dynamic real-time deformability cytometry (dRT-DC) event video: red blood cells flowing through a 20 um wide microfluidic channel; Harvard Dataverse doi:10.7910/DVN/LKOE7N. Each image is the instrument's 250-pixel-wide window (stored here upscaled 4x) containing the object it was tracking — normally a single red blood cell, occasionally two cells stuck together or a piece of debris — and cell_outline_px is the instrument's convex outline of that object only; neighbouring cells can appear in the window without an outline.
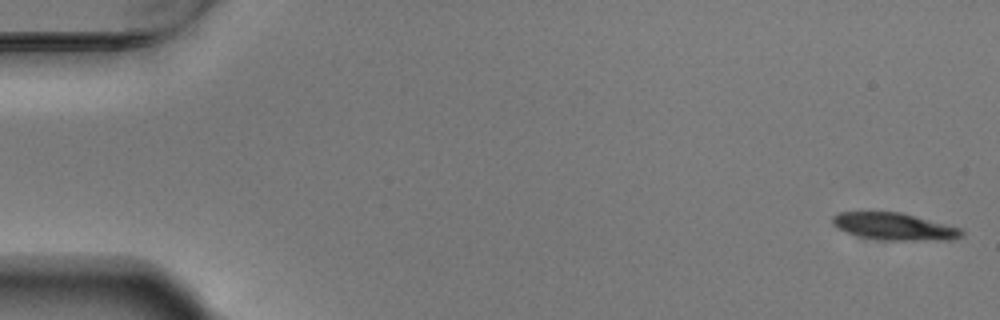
{"species": "Egyptian fruit bat (a non-hibernating species)", "species_latin": "Rousettus aegyptiacus", "temperature_condition": "warm", "stored_images_in_passage": 54, "camera_frame_rate_fps": 3000, "um_per_image_px": 0.085, "animal": {"sex": "male"}, "frame": {"image": 1, "passage_image": 1, "time_ms": 0.0, "image_size_px": [1000, 320], "cell_outline_px": [[964, 232], [960, 236], [952, 240], [892, 240], [864, 236], [844, 232], [832, 224], [832, 216], [840, 212], [900, 212], [960, 228]], "centroid_in_image_um": [76.0, 19.24], "position_along_channel_um": 9.0, "area_um2": 20.0}}
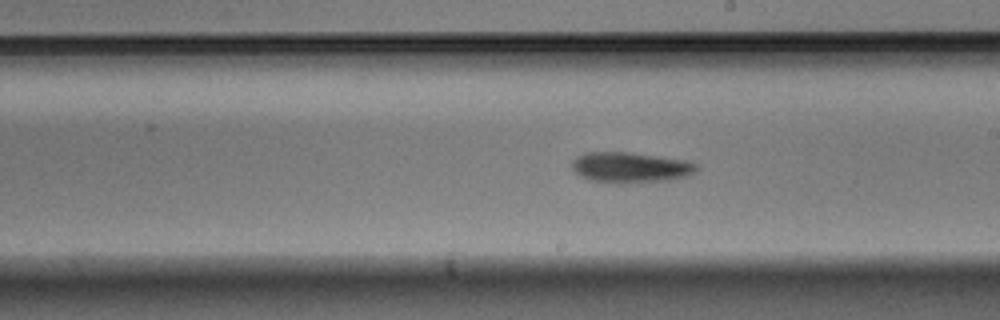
{"frame": {"image": 2, "passage_image": 31, "time_ms": 10.0, "image_size_px": [1000, 320], "cell_outline_px": [[700, 168], [696, 172], [688, 176], [672, 180], [620, 184], [616, 184], [588, 180], [572, 172], [572, 160], [576, 156], [584, 152], [632, 152], [692, 160]], "centroid_in_image_um": [53.61, 14.23], "position_along_channel_um": 235.4, "area_um2": 23.12}}
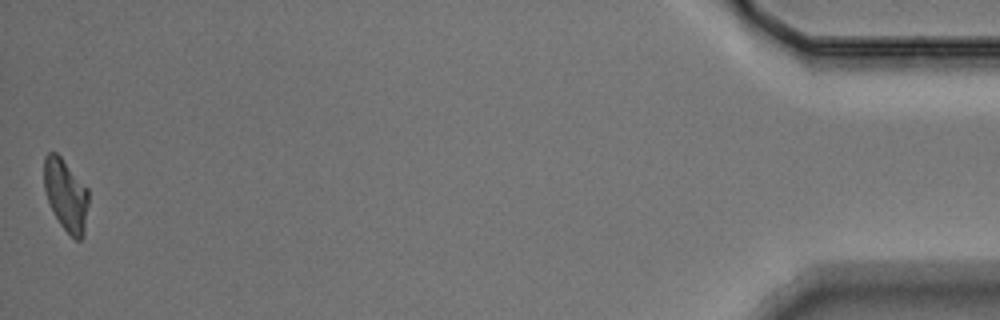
{"frame": {"image": 3, "passage_image": 54, "time_ms": 17.667, "image_size_px": [1000, 320], "cell_outline_px": [[88, 204], [84, 236], [80, 240], [76, 240], [60, 224], [48, 200], [44, 188], [44, 156], [48, 152], [56, 152], [60, 156], [88, 188]], "centroid_in_image_um": [5.61, 16.56], "position_along_channel_um": 429.6, "area_um2": 18.5}, "authors_computed_cell_mechanics": {"area_um2": 21.0103, "velocity_mm_per_s": 3.7211, "shape_relaxation_time_tau1_ms": 3.2281, "shape_relaxation_time_tau2_ms": null, "deformation_change_tau1": 0.1625, "deformation_change_tau2": null}}